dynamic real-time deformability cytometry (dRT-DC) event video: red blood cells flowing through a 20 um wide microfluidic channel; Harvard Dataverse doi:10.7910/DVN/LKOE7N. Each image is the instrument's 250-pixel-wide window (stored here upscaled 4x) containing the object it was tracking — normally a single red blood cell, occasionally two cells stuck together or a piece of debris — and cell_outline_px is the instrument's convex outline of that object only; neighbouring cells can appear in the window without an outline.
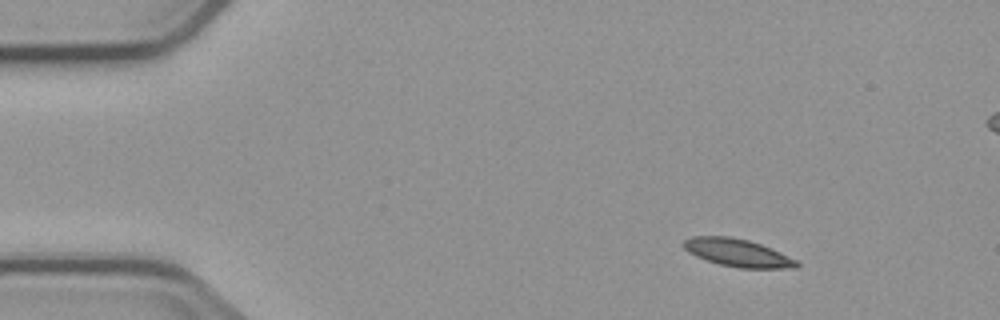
{"species": "common noctule bat (a hibernating species)", "species_latin": "Nyctalus noctula", "temperature_condition": "cold", "stored_images_in_passage": 4, "camera_frame_rate_fps": 3000, "um_per_image_px": 0.085, "animal": {"sex": "male", "body_mass_g": 23.1, "forearm_length_mm": 52.7}, "frame": {"image": 1, "passage_image": 1, "time_ms": 0.0, "image_size_px": [1000, 320], "cell_outline_px": [[800, 264], [796, 268], [740, 268], [720, 264], [696, 256], [688, 252], [680, 244], [684, 240], [692, 236], [728, 236], [748, 240], [760, 244], [780, 252], [796, 260]], "centroid_in_image_um": [62.67, 21.48], "position_along_channel_um": 22.3, "area_um2": 18.15}}